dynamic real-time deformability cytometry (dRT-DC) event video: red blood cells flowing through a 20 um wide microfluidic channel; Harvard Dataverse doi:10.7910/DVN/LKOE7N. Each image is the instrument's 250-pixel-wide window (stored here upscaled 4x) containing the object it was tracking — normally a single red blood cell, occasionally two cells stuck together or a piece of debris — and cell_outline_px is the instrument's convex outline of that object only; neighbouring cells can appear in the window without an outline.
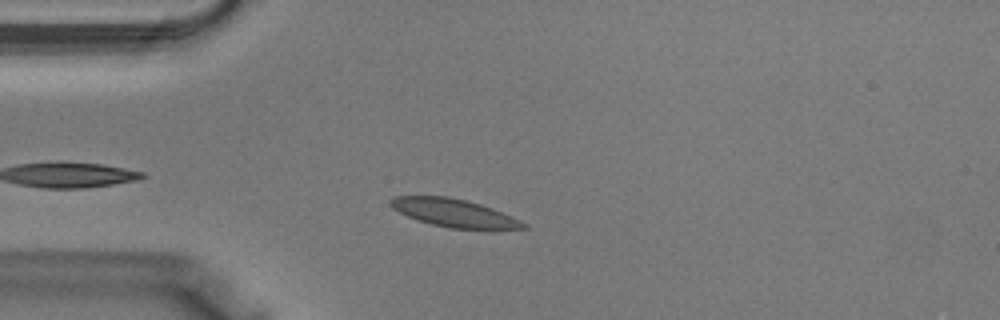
{"species": "Egyptian fruit bat (a non-hibernating species)", "species_latin": "Rousettus aegyptiacus", "temperature_condition": "warm", "stored_images_in_passage": 27, "camera_frame_rate_fps": 3000, "um_per_image_px": 0.085, "animal": {"sex": "male"}, "frame": {"image": 1, "passage_image": 4, "time_ms": 1.0, "image_size_px": [1000, 320], "cell_outline_px": [[528, 228], [448, 228], [416, 220], [392, 208], [388, 204], [388, 200], [392, 196], [448, 196], [480, 204], [492, 208], [520, 220], [528, 224]], "centroid_in_image_um": [38.52, 18.08], "position_along_channel_um": 46.5, "area_um2": 21.39}}
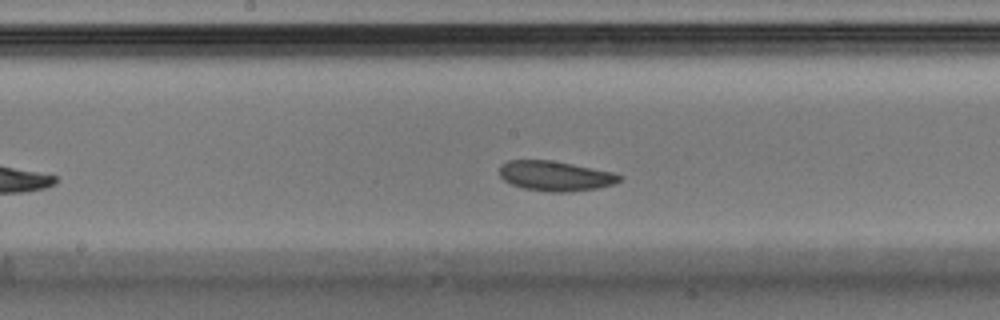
{"frame": {"image": 2, "passage_image": 14, "time_ms": 4.333, "image_size_px": [1000, 320], "cell_outline_px": [[624, 176], [620, 180], [612, 184], [596, 188], [568, 192], [548, 192], [524, 188], [512, 184], [504, 180], [500, 176], [500, 164], [508, 160], [552, 160], [612, 172]], "centroid_in_image_um": [47.18, 14.95], "position_along_channel_um": 201.0, "area_um2": 20.81}}
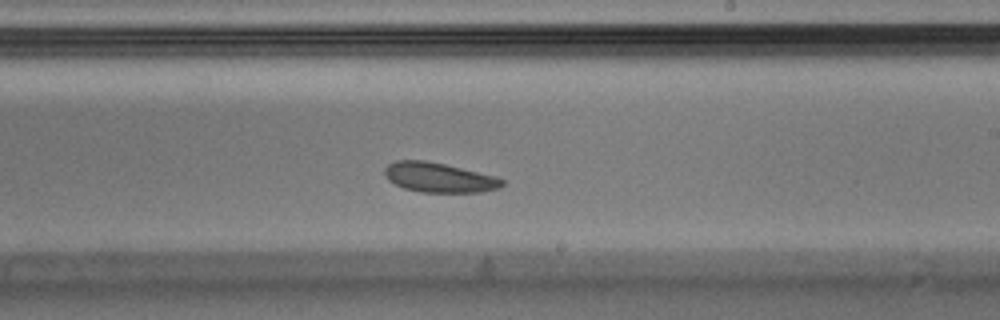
{"frame": {"image": 3, "passage_image": 17, "time_ms": 5.333, "image_size_px": [1000, 320], "cell_outline_px": [[504, 184], [500, 188], [480, 192], [420, 192], [404, 188], [388, 180], [384, 176], [384, 168], [388, 164], [396, 160], [424, 160], [444, 164], [496, 176], [504, 180]], "centroid_in_image_um": [37.3, 15.09], "position_along_channel_um": 251.7, "area_um2": 20.35}}